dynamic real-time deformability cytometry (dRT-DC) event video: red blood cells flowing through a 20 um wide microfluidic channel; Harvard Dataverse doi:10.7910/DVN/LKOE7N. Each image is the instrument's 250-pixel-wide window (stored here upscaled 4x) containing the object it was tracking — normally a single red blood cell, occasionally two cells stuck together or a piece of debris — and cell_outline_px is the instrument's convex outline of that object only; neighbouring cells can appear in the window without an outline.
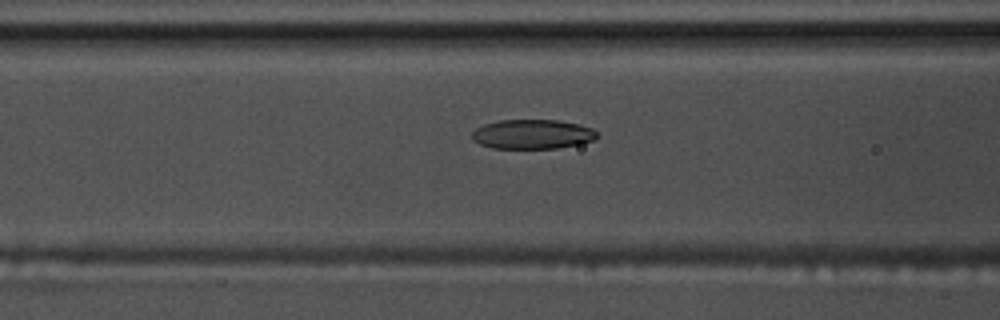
{"species": "common noctule bat (a hibernating species)", "species_latin": "Nyctalus noctula", "temperature_condition": "warm", "stored_images_in_passage": 56, "camera_frame_rate_fps": 3000, "um_per_image_px": 0.085, "animal": {"sex": "male", "body_mass_g": 17.5, "forearm_length_mm": 52.3}, "frame": {"image": 1, "passage_image": 22, "time_ms": 7.0, "image_size_px": [1000, 320], "cell_outline_px": [[600, 136], [596, 140], [580, 144], [556, 148], [492, 148], [480, 144], [472, 140], [472, 132], [476, 128], [484, 124], [500, 120], [556, 120], [580, 124], [592, 128]], "centroid_in_image_um": [45.29, 11.41], "position_along_channel_um": 121.3, "area_um2": 21.62}}
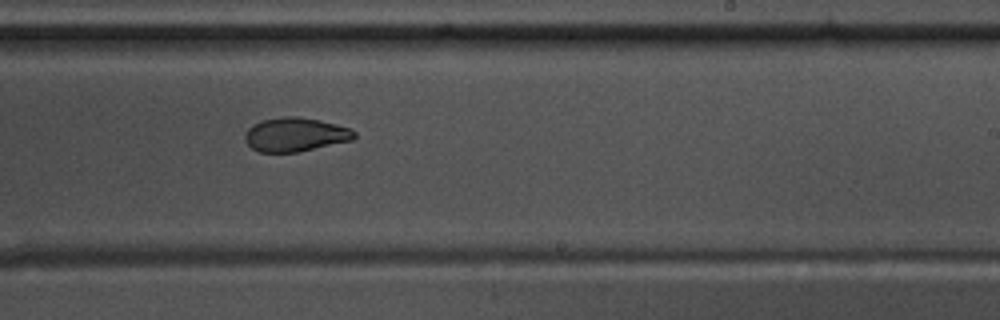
{"frame": {"image": 2, "passage_image": 34, "time_ms": 11.0, "image_size_px": [1000, 320], "cell_outline_px": [[356, 136], [352, 140], [296, 152], [260, 152], [252, 148], [244, 140], [244, 136], [248, 128], [264, 120], [284, 116], [296, 116], [320, 120], [336, 124], [348, 128], [356, 132]], "centroid_in_image_um": [25.1, 11.44], "position_along_channel_um": 263.9, "area_um2": 21.33}}
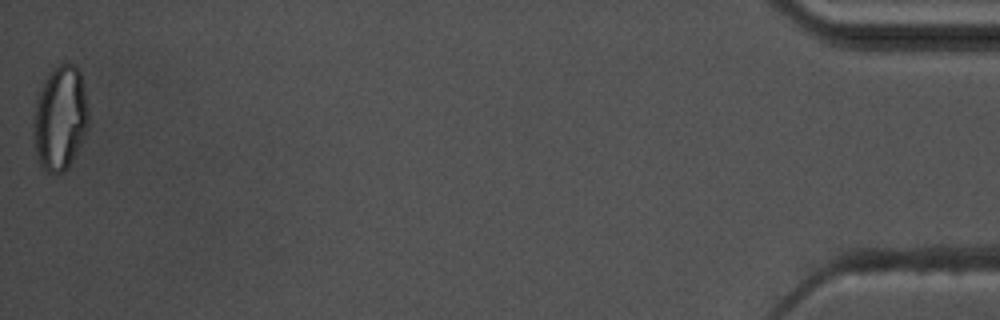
{"frame": {"image": 3, "passage_image": 56, "time_ms": 18.333, "image_size_px": [1000, 320], "cell_outline_px": [[88, 128], [68, 168], [64, 172], [48, 172], [40, 164], [32, 140], [32, 124], [36, 100], [44, 80], [60, 64], [72, 64], [80, 72], [88, 108]], "centroid_in_image_um": [5.09, 10.07], "position_along_channel_um": 430.1, "area_um2": 33.23}, "authors_computed_cell_mechanics": {"area_um2": 22.1952, "velocity_mm_per_s": 3.578, "shape_relaxation_time_tau1_ms": 6.0058, "shape_relaxation_time_tau2_ms": 1.8238, "deformation_change_tau1": 0.1769, "deformation_change_tau2": 0.0635}}